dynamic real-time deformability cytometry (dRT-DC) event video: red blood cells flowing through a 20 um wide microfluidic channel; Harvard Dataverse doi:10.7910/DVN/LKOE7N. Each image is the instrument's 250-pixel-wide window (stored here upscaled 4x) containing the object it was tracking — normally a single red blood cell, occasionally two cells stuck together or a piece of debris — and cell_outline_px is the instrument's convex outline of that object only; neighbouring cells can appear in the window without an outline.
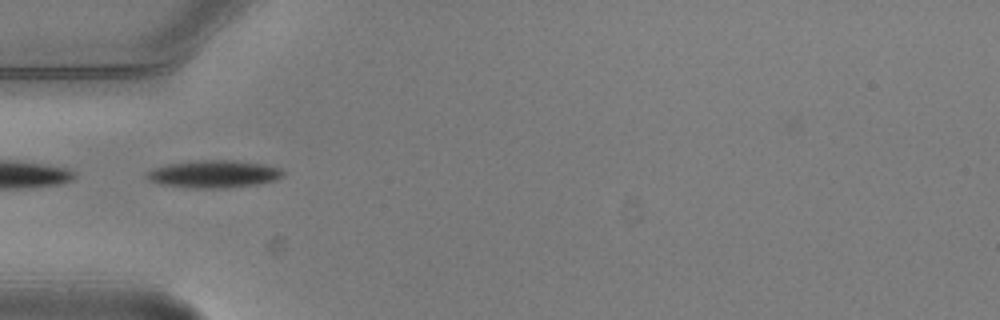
{"species": "common noctule bat (a hibernating species)", "species_latin": "Nyctalus noctula", "temperature_condition": "warm", "stored_images_in_passage": 1, "camera_frame_rate_fps": 3000, "um_per_image_px": 0.085, "animal": {"sex": "male", "body_mass_g": 20.5, "forearm_length_mm": 52.5}, "frame": {"image": 1, "passage_image": 1, "time_ms": 0.0, "image_size_px": [1000, 320], "cell_outline_px": [[284, 176], [276, 180], [260, 184], [228, 188], [192, 188], [160, 184], [148, 180], [144, 176], [144, 172], [152, 168], [168, 164], [188, 160], [236, 160], [264, 164], [280, 168], [284, 172]], "centroid_in_image_um": [18.15, 14.79], "position_along_channel_um": 66.9, "area_um2": 22.37}}